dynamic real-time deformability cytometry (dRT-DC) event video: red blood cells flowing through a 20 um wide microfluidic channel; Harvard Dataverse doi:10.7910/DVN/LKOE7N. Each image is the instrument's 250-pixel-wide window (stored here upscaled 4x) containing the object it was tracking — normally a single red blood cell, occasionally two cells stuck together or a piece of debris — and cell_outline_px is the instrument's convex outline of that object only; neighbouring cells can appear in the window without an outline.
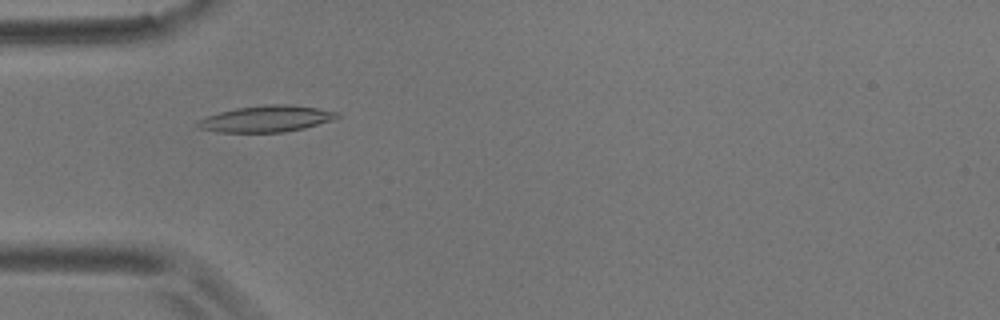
{"species": "common noctule bat (a hibernating species)", "species_latin": "Nyctalus noctula", "temperature_condition": "room temperature", "stored_images_in_passage": 3, "camera_frame_rate_fps": 3000, "um_per_image_px": 0.085, "animal": {"sex": "male", "body_mass_g": 17.9}, "frame": {"image": 1, "passage_image": 2, "time_ms": 1.333, "image_size_px": [1000, 320], "cell_outline_px": [[340, 116], [332, 120], [304, 128], [284, 132], [220, 132], [200, 128], [196, 124], [196, 120], [220, 112], [236, 108], [272, 104], [288, 104], [316, 108], [340, 112]], "centroid_in_image_um": [22.65, 10.1], "position_along_channel_um": 62.3, "area_um2": 21.21}}
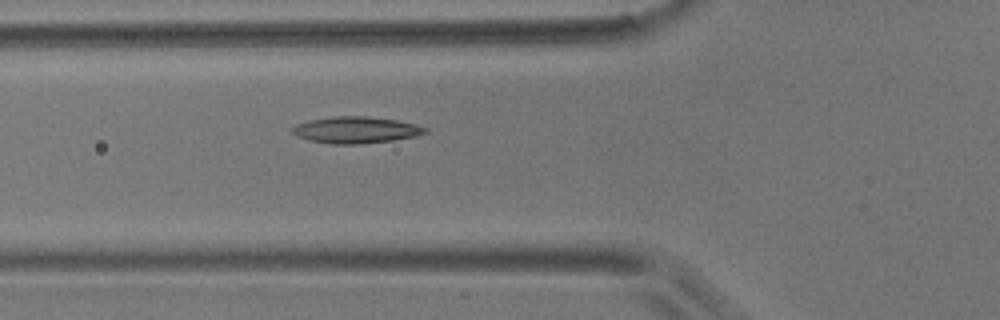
{"frame": {"image": 2, "passage_image": 3, "time_ms": 2.333, "image_size_px": [1000, 320], "cell_outline_px": [[428, 132], [412, 136], [392, 140], [356, 144], [332, 144], [308, 140], [296, 136], [292, 132], [292, 128], [296, 124], [308, 120], [332, 116], [368, 116], [396, 120], [416, 124], [428, 128]], "centroid_in_image_um": [30.21, 11.03], "position_along_channel_um": 95.6, "area_um2": 20.52}}